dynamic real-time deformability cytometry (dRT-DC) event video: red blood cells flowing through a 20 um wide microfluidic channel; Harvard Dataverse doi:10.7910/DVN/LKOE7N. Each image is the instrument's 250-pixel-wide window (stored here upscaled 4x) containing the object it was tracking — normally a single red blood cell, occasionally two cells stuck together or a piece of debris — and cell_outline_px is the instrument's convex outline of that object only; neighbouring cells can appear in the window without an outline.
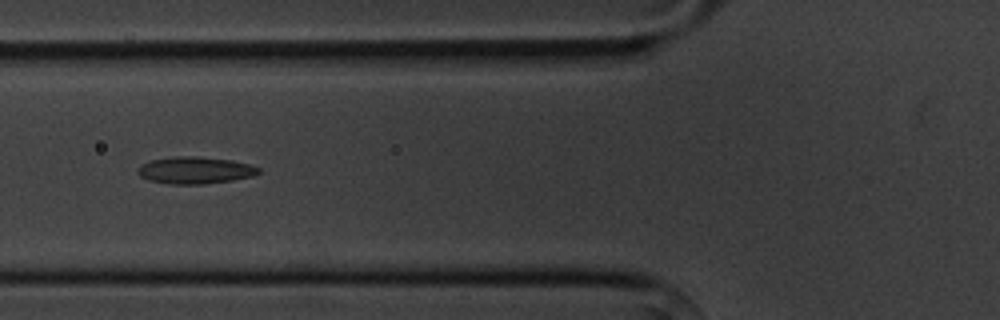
{"species": "common noctule bat (a hibernating species)", "species_latin": "Nyctalus noctula", "temperature_condition": "cold", "stored_images_in_passage": 6, "camera_frame_rate_fps": 3000, "um_per_image_px": 0.085, "animal": {"sex": "male", "body_mass_g": 20.1, "forearm_length_mm": 53.5}, "frame": {"image": 1, "passage_image": 4, "time_ms": 4.333, "image_size_px": [1000, 320], "cell_outline_px": [[260, 172], [252, 176], [232, 180], [204, 184], [172, 184], [148, 180], [140, 176], [136, 172], [136, 168], [140, 164], [148, 160], [172, 156], [196, 156], [232, 160], [248, 164], [260, 168]], "centroid_in_image_um": [16.51, 14.46], "position_along_channel_um": 109.3, "area_um2": 19.19}}
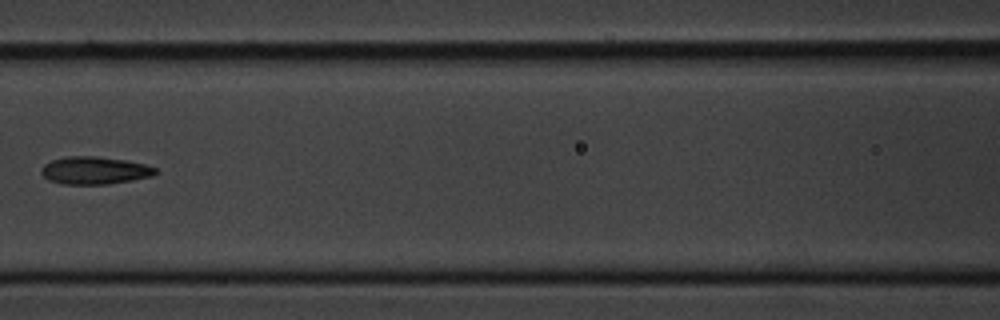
{"frame": {"image": 2, "passage_image": 5, "time_ms": 5.667, "image_size_px": [1000, 320], "cell_outline_px": [[160, 172], [152, 176], [132, 180], [108, 184], [60, 184], [48, 180], [40, 172], [40, 168], [44, 164], [52, 160], [68, 156], [96, 156], [124, 160], [144, 164], [156, 168]], "centroid_in_image_um": [8.03, 14.49], "position_along_channel_um": 158.6, "area_um2": 18.44}}
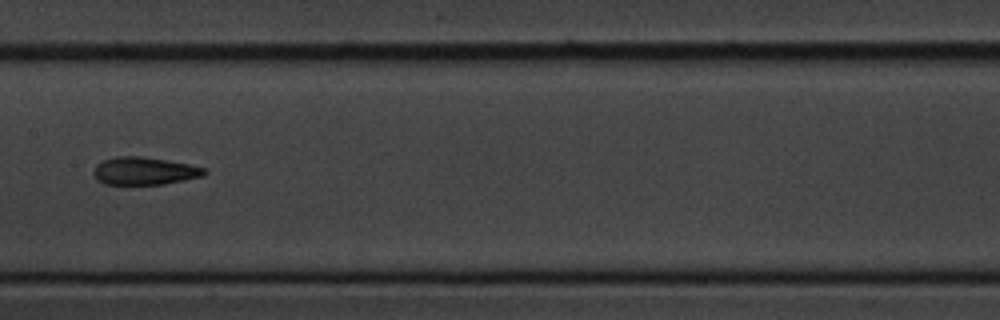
{"frame": {"image": 3, "passage_image": 6, "time_ms": 6.667, "image_size_px": [1000, 320], "cell_outline_px": [[208, 172], [204, 176], [164, 184], [104, 184], [96, 180], [92, 172], [96, 164], [104, 160], [116, 156], [140, 156], [188, 164], [204, 168]], "centroid_in_image_um": [12.24, 14.54], "position_along_channel_um": 195.2, "area_um2": 17.86}}